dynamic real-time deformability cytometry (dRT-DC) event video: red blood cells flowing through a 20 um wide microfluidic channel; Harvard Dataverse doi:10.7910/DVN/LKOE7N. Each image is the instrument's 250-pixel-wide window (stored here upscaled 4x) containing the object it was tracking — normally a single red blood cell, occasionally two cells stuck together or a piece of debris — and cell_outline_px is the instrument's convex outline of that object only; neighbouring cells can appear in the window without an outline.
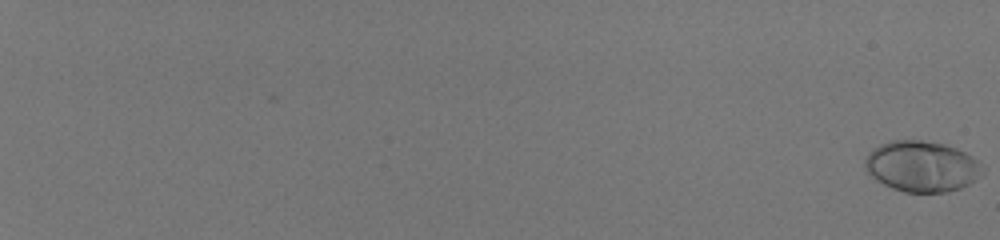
{"species": "human", "species_latin": "Homo sapiens", "temperature_condition": "room temperature", "stored_images_in_passage": 60, "camera_frame_rate_fps": 3000, "um_per_image_px": 0.085, "donor": {"sex": "male"}, "frame": {"image": 1, "passage_image": 1, "time_ms": 0.0, "image_size_px": [1000, 240], "cell_outline_px": [[984, 172], [968, 184], [960, 188], [944, 192], [904, 192], [892, 188], [876, 180], [864, 168], [864, 160], [868, 152], [872, 148], [888, 140], [920, 140], [944, 144], [956, 148], [972, 156], [984, 168]], "centroid_in_image_um": [78.31, 14.13], "position_along_channel_um": 6.7, "area_um2": 34.85}}
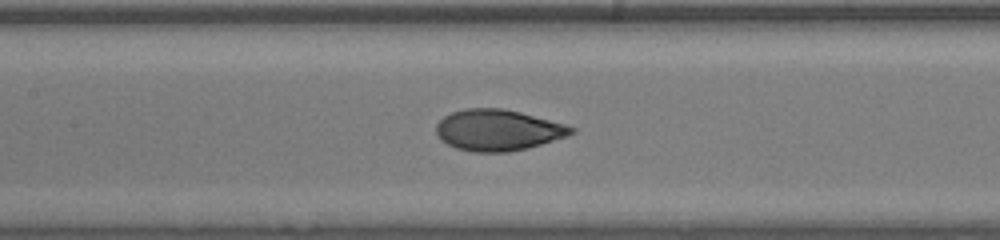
{"frame": {"image": 2, "passage_image": 36, "time_ms": 11.667, "image_size_px": [1000, 240], "cell_outline_px": [[576, 132], [568, 136], [528, 148], [508, 152], [472, 152], [456, 148], [440, 140], [436, 132], [436, 124], [444, 116], [452, 112], [464, 108], [504, 108], [520, 112], [564, 124], [576, 128]], "centroid_in_image_um": [42.32, 11.06], "position_along_channel_um": 165.1, "area_um2": 32.48}}
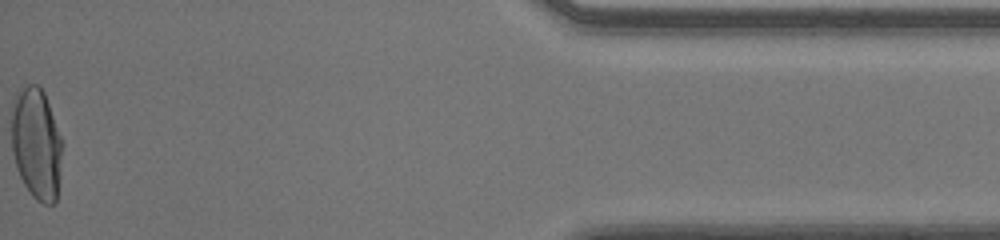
{"frame": {"image": 3, "passage_image": 60, "time_ms": 19.667, "image_size_px": [1000, 240], "cell_outline_px": [[64, 144], [56, 200], [52, 204], [44, 204], [36, 200], [32, 196], [24, 184], [16, 168], [12, 152], [12, 100], [20, 88], [28, 84], [36, 84], [44, 92]], "centroid_in_image_um": [3.1, 12.21], "position_along_channel_um": 432.1, "area_um2": 33.35}, "authors_computed_cell_mechanics": {"area_um2": 32.2524, "velocity_mm_per_s": 4.0488, "shape_relaxation_time_tau1_ms": 6.102, "shape_relaxation_time_tau2_ms": null, "deformation_change_tau1": 0.2576, "deformation_change_tau2": null}}